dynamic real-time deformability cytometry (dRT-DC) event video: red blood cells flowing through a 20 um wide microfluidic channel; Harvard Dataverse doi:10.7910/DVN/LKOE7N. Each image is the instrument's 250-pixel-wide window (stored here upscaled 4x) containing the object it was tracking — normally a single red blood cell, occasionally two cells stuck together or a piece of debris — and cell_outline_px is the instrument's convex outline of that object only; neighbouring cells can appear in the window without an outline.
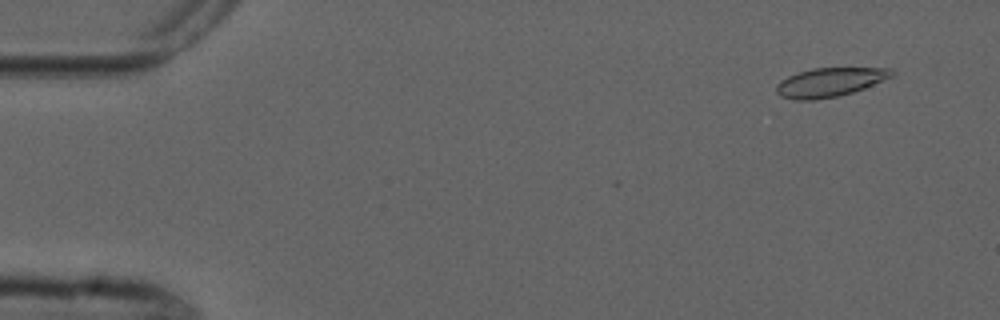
{"species": "common noctule bat (a hibernating species)", "species_latin": "Nyctalus noctula", "temperature_condition": "cold", "stored_images_in_passage": 4, "camera_frame_rate_fps": 3000, "um_per_image_px": 0.085, "animal": {"sex": "male", "forearm_length_mm": 52.5}, "frame": {"image": 1, "passage_image": 1, "time_ms": 0.0, "image_size_px": [1000, 320], "cell_outline_px": [[896, 72], [892, 76], [864, 88], [852, 92], [836, 96], [816, 100], [792, 100], [780, 96], [776, 92], [776, 84], [780, 80], [788, 76], [812, 68], [892, 68]], "centroid_in_image_um": [70.5, 6.99], "position_along_channel_um": 14.5, "area_um2": 19.42}}
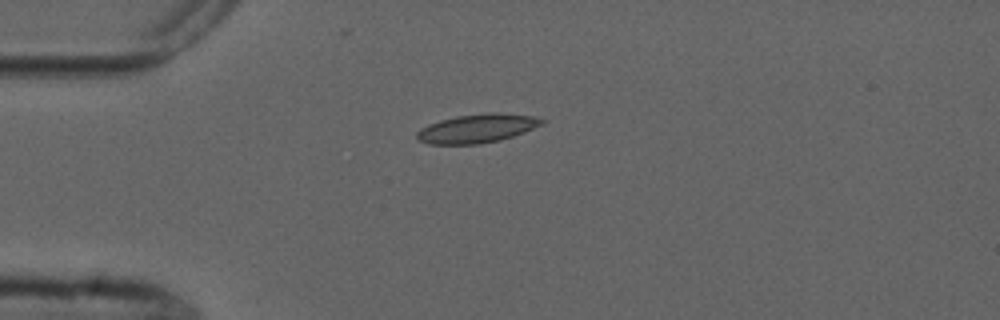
{"frame": {"image": 2, "passage_image": 4, "time_ms": 3.333, "image_size_px": [1000, 320], "cell_outline_px": [[548, 120], [544, 124], [524, 132], [500, 140], [480, 144], [428, 144], [416, 140], [416, 132], [420, 128], [428, 124], [440, 120], [456, 116], [484, 112], [496, 112], [532, 116]], "centroid_in_image_um": [40.54, 10.91], "position_along_channel_um": 44.5, "area_um2": 21.21}}